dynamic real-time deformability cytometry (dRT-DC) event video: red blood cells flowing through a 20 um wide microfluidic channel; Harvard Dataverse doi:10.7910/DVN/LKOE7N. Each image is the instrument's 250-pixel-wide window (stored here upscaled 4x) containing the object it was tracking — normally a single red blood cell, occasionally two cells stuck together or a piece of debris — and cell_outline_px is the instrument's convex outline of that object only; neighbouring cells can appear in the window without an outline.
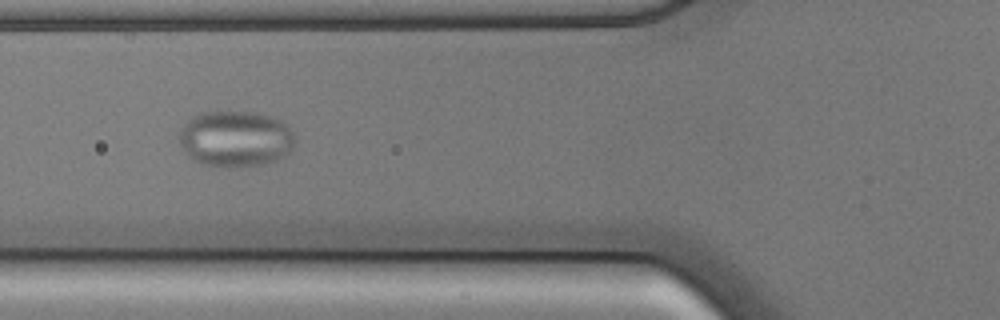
{"species": "common noctule bat (a hibernating species)", "species_latin": "Nyctalus noctula", "temperature_condition": "cold", "stored_images_in_passage": 55, "camera_frame_rate_fps": 3000, "um_per_image_px": 0.085, "animal": {"sex": "male", "body_mass_g": 17.9, "forearm_length_mm": 54.2}, "frame": {"image": 1, "passage_image": 19, "time_ms": 6.0, "image_size_px": [1000, 320], "cell_outline_px": [[292, 148], [284, 156], [276, 160], [264, 164], [204, 164], [188, 156], [184, 152], [176, 136], [184, 124], [188, 120], [200, 112], [252, 112], [276, 116], [288, 124], [292, 132]], "centroid_in_image_um": [20.0, 11.74], "position_along_channel_um": 105.8, "area_um2": 37.28}}
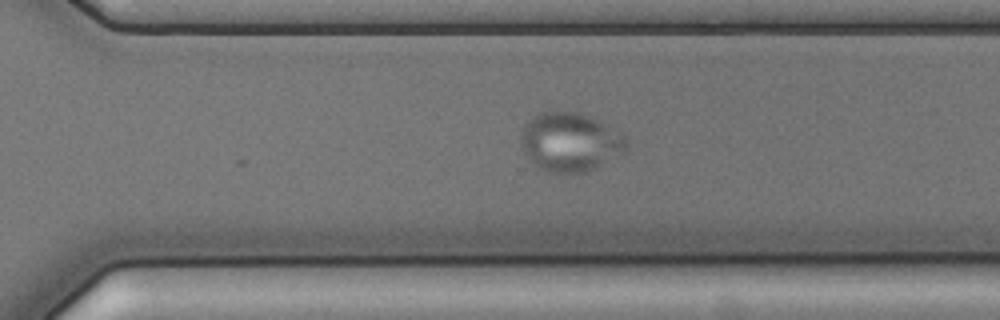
{"frame": {"image": 2, "passage_image": 37, "time_ms": 12.0, "image_size_px": [1000, 320], "cell_outline_px": [[628, 144], [624, 148], [600, 164], [584, 172], [544, 172], [524, 152], [520, 140], [520, 132], [524, 124], [528, 120], [544, 112], [576, 112], [596, 120], [604, 124], [624, 136], [628, 140]], "centroid_in_image_um": [48.37, 12.06], "position_along_channel_um": 322.2, "area_um2": 34.91}}